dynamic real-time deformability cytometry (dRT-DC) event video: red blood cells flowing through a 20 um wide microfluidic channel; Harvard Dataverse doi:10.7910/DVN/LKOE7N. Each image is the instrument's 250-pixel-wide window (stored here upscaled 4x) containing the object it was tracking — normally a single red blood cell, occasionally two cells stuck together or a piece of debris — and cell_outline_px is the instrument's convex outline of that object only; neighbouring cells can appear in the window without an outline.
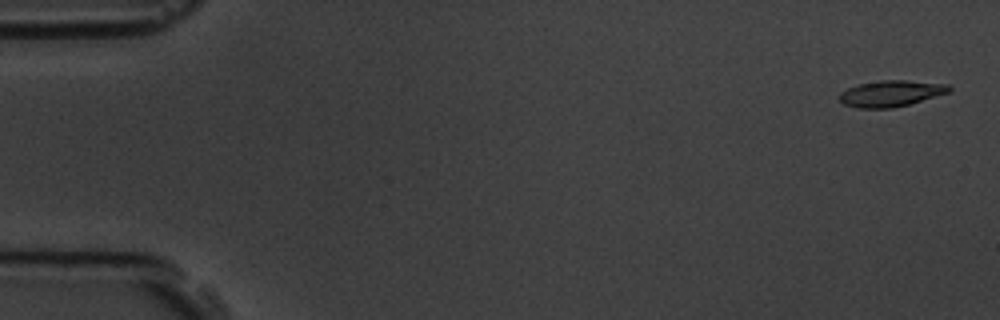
{"species": "common noctule bat (a hibernating species)", "species_latin": "Nyctalus noctula", "temperature_condition": "room temperature", "stored_images_in_passage": 4, "camera_frame_rate_fps": 3000, "um_per_image_px": 0.085, "animal": {"sex": "male", "body_mass_g": 19.5, "forearm_length_mm": 54.6}, "frame": {"image": 1, "passage_image": 1, "time_ms": 0.0, "image_size_px": [1000, 320], "cell_outline_px": [[952, 92], [908, 104], [892, 108], [856, 108], [844, 104], [840, 100], [840, 92], [848, 88], [860, 84], [880, 80], [904, 80], [948, 84], [952, 88]], "centroid_in_image_um": [75.76, 7.94], "position_along_channel_um": 9.2, "area_um2": 16.7}}